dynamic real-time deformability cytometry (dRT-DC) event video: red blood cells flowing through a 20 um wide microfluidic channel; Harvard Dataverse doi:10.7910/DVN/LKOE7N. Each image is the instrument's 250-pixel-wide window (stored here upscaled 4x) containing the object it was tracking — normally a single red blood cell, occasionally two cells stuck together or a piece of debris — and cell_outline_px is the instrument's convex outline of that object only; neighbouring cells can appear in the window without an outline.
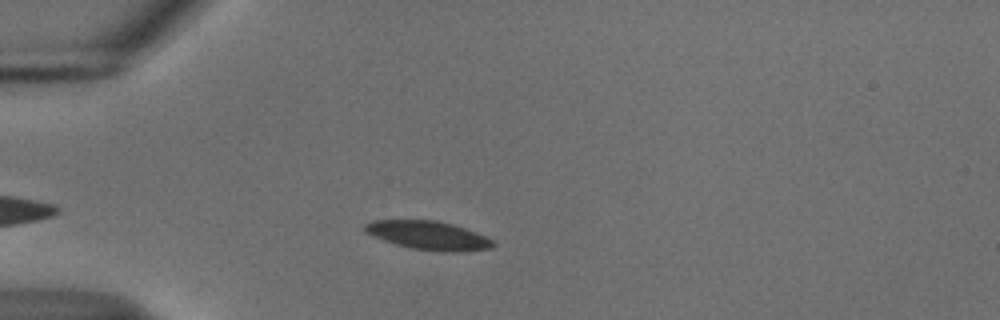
{"species": "common noctule bat (a hibernating species)", "species_latin": "Nyctalus noctula", "temperature_condition": "cold", "stored_images_in_passage": 43, "camera_frame_rate_fps": 3000, "um_per_image_px": 0.085, "animal": {"sex": "male", "body_mass_g": 18.8}, "frame": {"image": 1, "passage_image": 7, "time_ms": 2.0, "image_size_px": [1000, 320], "cell_outline_px": [[496, 244], [492, 248], [460, 252], [444, 252], [412, 248], [396, 244], [384, 240], [364, 232], [364, 224], [372, 220], [436, 220], [452, 224], [464, 228], [484, 236], [492, 240]], "centroid_in_image_um": [36.4, 20.01], "position_along_channel_um": 48.6, "area_um2": 21.27}}
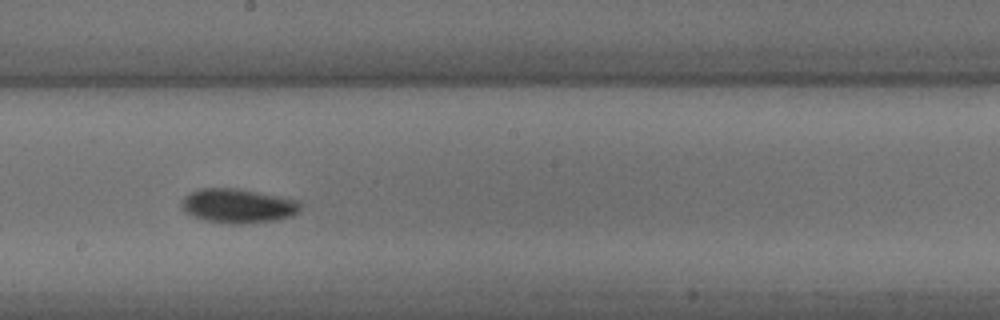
{"frame": {"image": 2, "passage_image": 23, "time_ms": 7.333, "image_size_px": [1000, 320], "cell_outline_px": [[300, 212], [292, 216], [280, 220], [244, 224], [228, 224], [204, 220], [192, 216], [184, 212], [180, 204], [180, 200], [188, 192], [200, 188], [236, 188], [300, 200]], "centroid_in_image_um": [20.21, 17.51], "position_along_channel_um": 228.0, "area_um2": 24.28}}
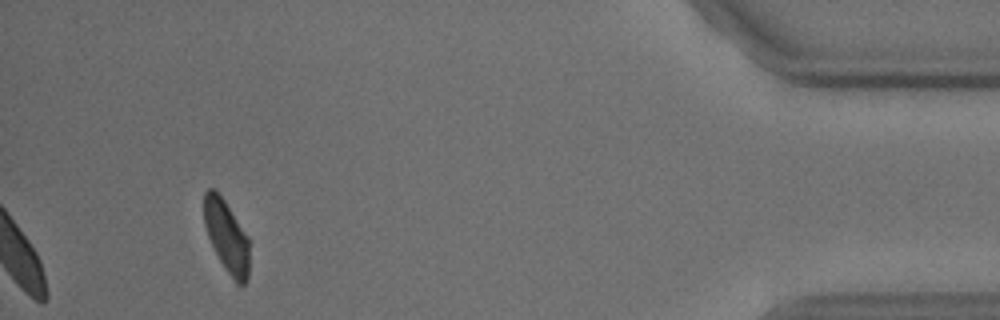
{"frame": {"image": 3, "passage_image": 43, "time_ms": 14.0, "image_size_px": [1000, 320], "cell_outline_px": [[248, 280], [244, 284], [236, 284], [224, 268], [208, 236], [204, 224], [204, 192], [208, 188], [212, 188], [224, 200], [248, 236]], "centroid_in_image_um": [19.26, 20.1], "position_along_channel_um": 415.9, "area_um2": 18.73}, "authors_computed_cell_mechanics": {"area_um2": 22.253, "velocity_mm_per_s": 3.7095, "shape_relaxation_time_tau1_ms": 3.4293, "shape_relaxation_time_tau2_ms": null, "deformation_change_tau1": 0.1021, "deformation_change_tau2": null}}